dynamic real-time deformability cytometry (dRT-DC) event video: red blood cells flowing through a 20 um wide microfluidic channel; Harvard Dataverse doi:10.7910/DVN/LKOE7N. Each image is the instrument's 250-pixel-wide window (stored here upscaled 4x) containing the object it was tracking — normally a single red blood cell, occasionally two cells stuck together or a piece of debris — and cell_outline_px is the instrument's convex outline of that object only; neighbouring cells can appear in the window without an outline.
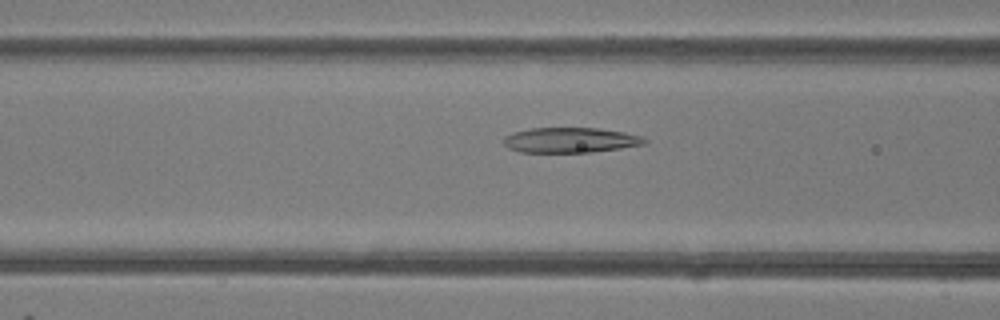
{"species": "common noctule bat (a hibernating species)", "species_latin": "Nyctalus noctula", "temperature_condition": "room temperature", "stored_images_in_passage": 45, "camera_frame_rate_fps": 3000, "um_per_image_px": 0.085, "animal": {"sex": "female"}, "frame": {"image": 1, "passage_image": 16, "time_ms": 5.0, "image_size_px": [1000, 320], "cell_outline_px": [[648, 140], [644, 144], [620, 148], [592, 152], [520, 152], [508, 148], [504, 144], [504, 136], [512, 132], [532, 128], [600, 128], [624, 132], [640, 136]], "centroid_in_image_um": [48.45, 11.9], "position_along_channel_um": 118.1, "area_um2": 20.63}}
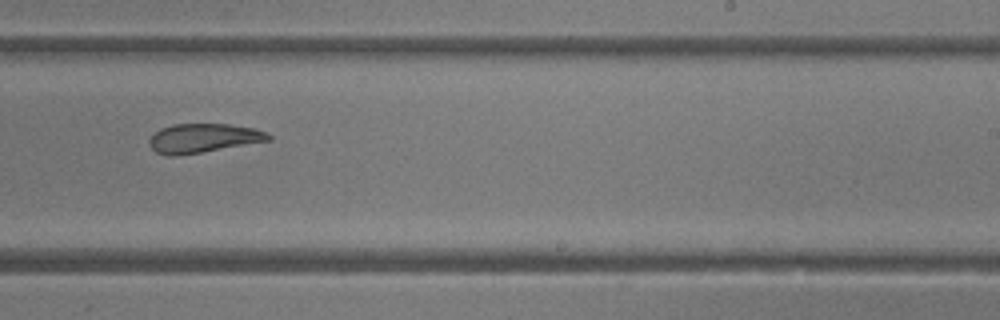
{"frame": {"image": 2, "passage_image": 27, "time_ms": 8.667, "image_size_px": [1000, 320], "cell_outline_px": [[272, 140], [176, 156], [168, 156], [156, 152], [148, 144], [148, 140], [160, 128], [172, 124], [228, 124], [252, 128], [268, 132], [272, 136]], "centroid_in_image_um": [17.27, 11.74], "position_along_channel_um": 271.7, "area_um2": 20.11}}
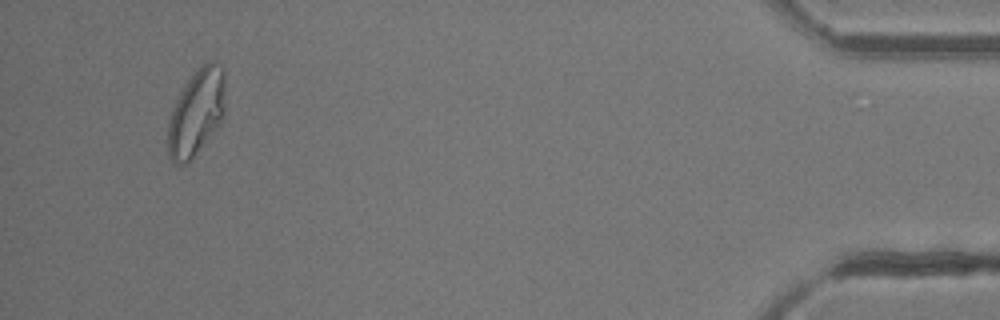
{"frame": {"image": 3, "passage_image": 43, "time_ms": 14.0, "image_size_px": [1000, 320], "cell_outline_px": [[224, 116], [220, 124], [192, 160], [188, 164], [172, 164], [168, 156], [168, 120], [172, 108], [180, 92], [196, 68], [208, 60], [212, 60], [224, 68]], "centroid_in_image_um": [16.69, 9.59], "position_along_channel_um": 418.5, "area_um2": 29.3}, "authors_computed_cell_mechanics": {"area_um2": 23.409, "velocity_mm_per_s": 4.1915, "shape_relaxation_time_tau1_ms": 5.6798, "shape_relaxation_time_tau2_ms": 3.2473, "deformation_change_tau1": 0.1938, "deformation_change_tau2": 0.1277}}